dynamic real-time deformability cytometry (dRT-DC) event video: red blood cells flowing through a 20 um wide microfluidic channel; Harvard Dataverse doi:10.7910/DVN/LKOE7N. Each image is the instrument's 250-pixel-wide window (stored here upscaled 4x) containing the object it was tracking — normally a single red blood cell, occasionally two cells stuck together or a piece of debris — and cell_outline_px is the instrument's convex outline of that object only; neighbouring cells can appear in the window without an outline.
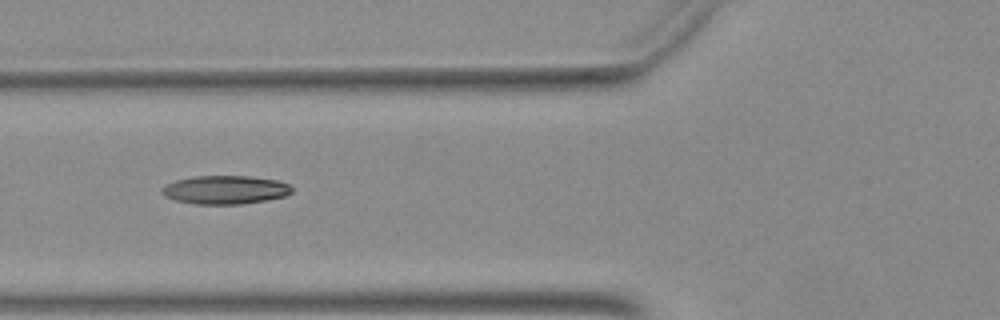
{"species": "Egyptian fruit bat (a non-hibernating species)", "species_latin": "Rousettus aegyptiacus", "temperature_condition": "warm", "stored_images_in_passage": 14, "camera_frame_rate_fps": 3000, "um_per_image_px": 0.085, "animal": {"sex": "female"}, "frame": {"image": 1, "passage_image": 5, "time_ms": 1.333, "image_size_px": [1000, 320], "cell_outline_px": [[292, 192], [284, 196], [264, 200], [240, 204], [196, 204], [172, 200], [164, 196], [160, 192], [160, 188], [164, 184], [176, 180], [196, 176], [248, 176], [276, 180], [288, 184], [292, 188]], "centroid_in_image_um": [19.06, 16.13], "position_along_channel_um": 106.7, "area_um2": 21.62}}
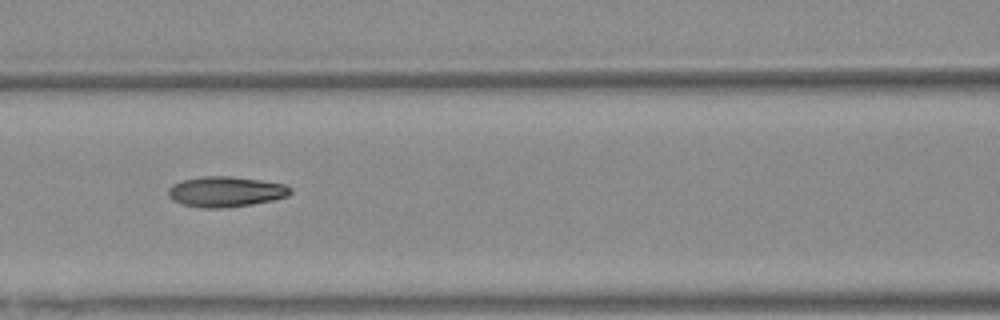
{"frame": {"image": 2, "passage_image": 8, "time_ms": 2.333, "image_size_px": [1000, 320], "cell_outline_px": [[292, 192], [288, 196], [272, 200], [252, 204], [220, 208], [204, 208], [180, 204], [172, 200], [168, 196], [168, 188], [172, 184], [180, 180], [200, 176], [232, 176], [260, 180], [284, 184], [292, 188]], "centroid_in_image_um": [19.14, 16.28], "position_along_channel_um": 147.5, "area_um2": 21.85}}